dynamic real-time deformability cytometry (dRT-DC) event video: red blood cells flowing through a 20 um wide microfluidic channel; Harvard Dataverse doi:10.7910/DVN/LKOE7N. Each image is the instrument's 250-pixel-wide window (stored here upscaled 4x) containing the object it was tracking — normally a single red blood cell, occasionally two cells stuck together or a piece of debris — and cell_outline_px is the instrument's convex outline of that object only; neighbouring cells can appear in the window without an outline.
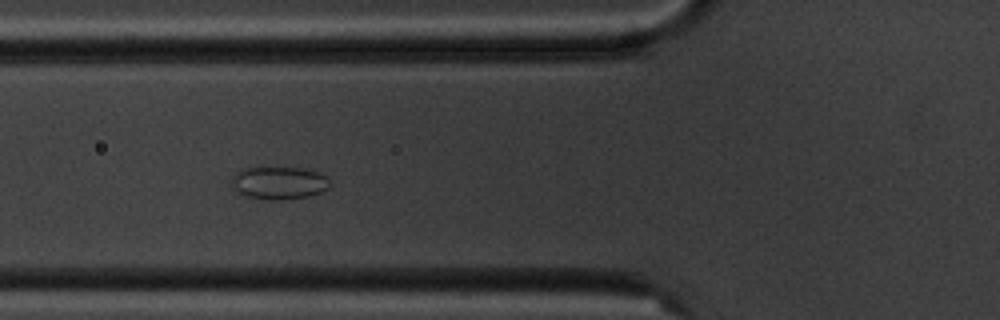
{"species": "common noctule bat (a hibernating species)", "species_latin": "Nyctalus noctula", "temperature_condition": "cold", "stored_images_in_passage": 8, "camera_frame_rate_fps": 3000, "um_per_image_px": 0.085, "animal": {"sex": "male", "body_mass_g": 20.1, "forearm_length_mm": 53.5}, "frame": {"image": 1, "passage_image": 6, "time_ms": 6.0, "image_size_px": [1000, 320], "cell_outline_px": [[332, 184], [328, 188], [320, 192], [308, 196], [280, 200], [268, 200], [240, 196], [232, 188], [232, 176], [240, 168], [308, 168], [320, 172], [328, 176]], "centroid_in_image_um": [23.71, 15.55], "position_along_channel_um": 102.1, "area_um2": 19.25}}